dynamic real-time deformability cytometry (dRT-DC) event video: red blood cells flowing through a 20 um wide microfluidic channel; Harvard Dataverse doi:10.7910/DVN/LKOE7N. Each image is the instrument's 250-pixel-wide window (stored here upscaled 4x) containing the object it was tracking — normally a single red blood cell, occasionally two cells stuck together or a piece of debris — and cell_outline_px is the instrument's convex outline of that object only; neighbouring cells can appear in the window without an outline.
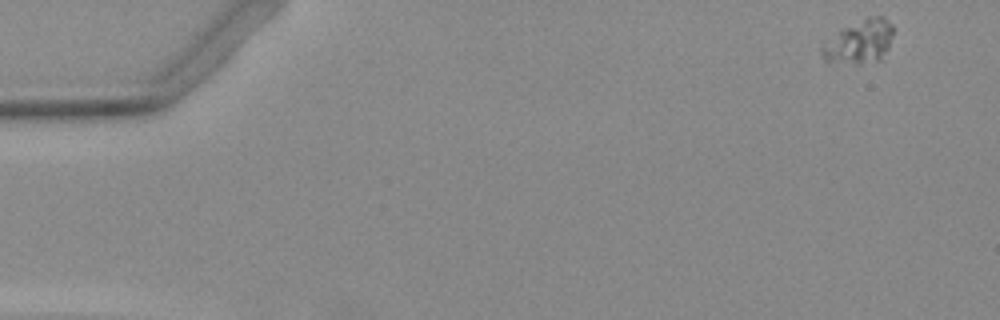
{"species": "Egyptian fruit bat (a non-hibernating species)", "species_latin": "Rousettus aegyptiacus", "temperature_condition": "warm", "stored_images_in_passage": 9, "camera_frame_rate_fps": 3000, "um_per_image_px": 0.085, "animal": {"sex": "female"}, "frame": {"image": 1, "passage_image": 1, "time_ms": 0.0, "image_size_px": [1000, 320], "cell_outline_px": [[896, 28], [888, 48], [880, 60], [860, 64], [828, 64], [824, 60], [820, 52], [820, 44], [840, 28], [868, 16], [884, 16]], "centroid_in_image_um": [73.0, 3.56], "position_along_channel_um": 12.0, "area_um2": 19.07}}